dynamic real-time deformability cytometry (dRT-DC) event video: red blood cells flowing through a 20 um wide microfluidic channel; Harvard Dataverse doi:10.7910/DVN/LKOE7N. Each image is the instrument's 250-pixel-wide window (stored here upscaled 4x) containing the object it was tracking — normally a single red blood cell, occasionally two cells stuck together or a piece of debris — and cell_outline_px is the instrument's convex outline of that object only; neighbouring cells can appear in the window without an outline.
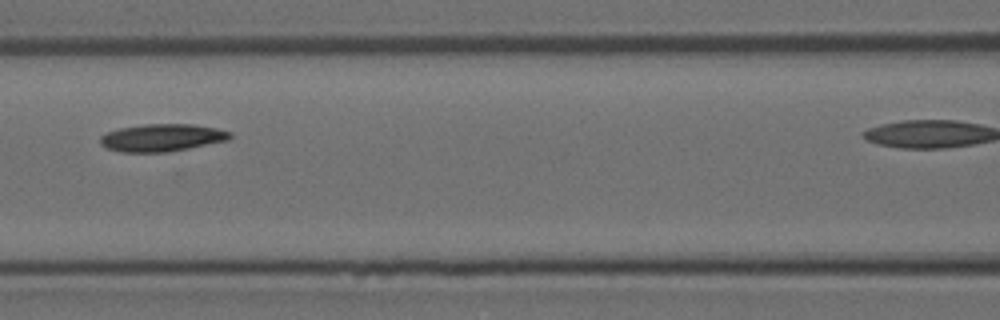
{"species": "Egyptian fruit bat (a non-hibernating species)", "species_latin": "Rousettus aegyptiacus", "temperature_condition": "room temperature", "stored_images_in_passage": 8, "segment_of_instrument_passage": [1, 2], "camera_frame_rate_fps": 3000, "um_per_image_px": 0.085, "animal": {"sex": "female"}, "frame": {"image": 1, "passage_image": 6, "time_ms": 5.667, "image_size_px": [1000, 320], "cell_outline_px": [[232, 136], [228, 140], [188, 148], [164, 152], [120, 152], [104, 148], [100, 144], [100, 136], [108, 132], [120, 128], [144, 124], [192, 124], [216, 128], [232, 132]], "centroid_in_image_um": [13.74, 11.7], "position_along_channel_um": 152.9, "area_um2": 20.75}}